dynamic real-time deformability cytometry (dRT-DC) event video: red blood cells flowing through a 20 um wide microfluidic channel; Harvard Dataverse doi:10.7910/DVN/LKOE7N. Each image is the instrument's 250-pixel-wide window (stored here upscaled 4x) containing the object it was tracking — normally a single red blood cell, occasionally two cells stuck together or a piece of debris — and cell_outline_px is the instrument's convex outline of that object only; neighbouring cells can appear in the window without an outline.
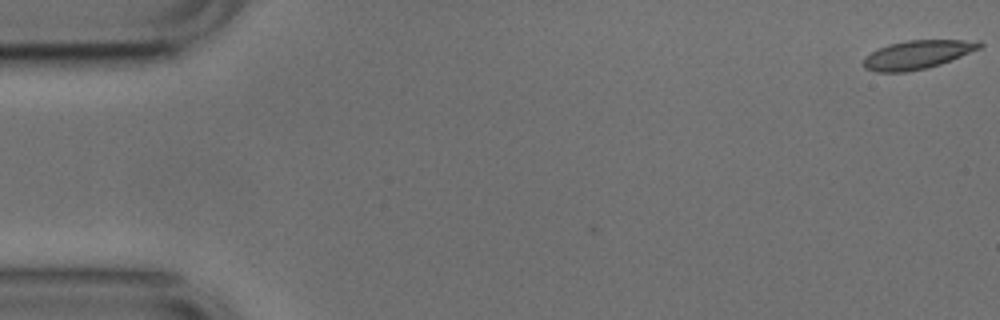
{"species": "common noctule bat (a hibernating species)", "species_latin": "Nyctalus noctula", "temperature_condition": "cold", "stored_images_in_passage": 9, "camera_frame_rate_fps": 3000, "um_per_image_px": 0.085, "animal": {"sex": "male", "body_mass_g": 17.9, "forearm_length_mm": 54.2}, "frame": {"image": 1, "passage_image": 1, "time_ms": 0.0, "image_size_px": [1000, 320], "cell_outline_px": [[984, 44], [980, 48], [940, 64], [928, 68], [908, 72], [876, 72], [864, 68], [864, 60], [872, 52], [888, 44], [908, 40], [980, 40]], "centroid_in_image_um": [78.0, 4.64], "position_along_channel_um": 7.0, "area_um2": 19.19}}